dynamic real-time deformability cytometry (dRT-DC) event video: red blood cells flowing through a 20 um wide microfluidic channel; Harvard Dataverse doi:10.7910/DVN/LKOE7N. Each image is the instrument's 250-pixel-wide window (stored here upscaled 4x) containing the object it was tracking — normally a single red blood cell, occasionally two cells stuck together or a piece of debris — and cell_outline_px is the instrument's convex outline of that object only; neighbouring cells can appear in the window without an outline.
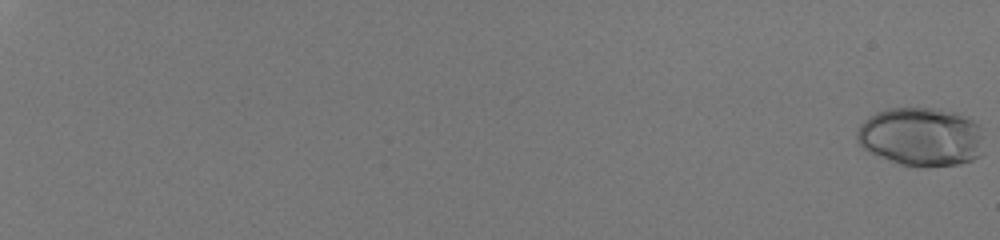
{"species": "human", "species_latin": "Homo sapiens", "temperature_condition": "room temperature", "stored_images_in_passage": 58, "camera_frame_rate_fps": 3000, "um_per_image_px": 0.085, "donor": {"sex": "male"}, "frame": {"image": 1, "passage_image": 1, "time_ms": 0.0, "image_size_px": [1000, 240], "cell_outline_px": [[984, 152], [980, 156], [972, 160], [960, 164], [916, 168], [900, 164], [868, 152], [856, 140], [856, 132], [860, 124], [868, 116], [876, 112], [888, 108], [936, 108], [956, 112], [980, 124]], "centroid_in_image_um": [78.31, 11.63], "position_along_channel_um": 6.7, "area_um2": 44.22}}
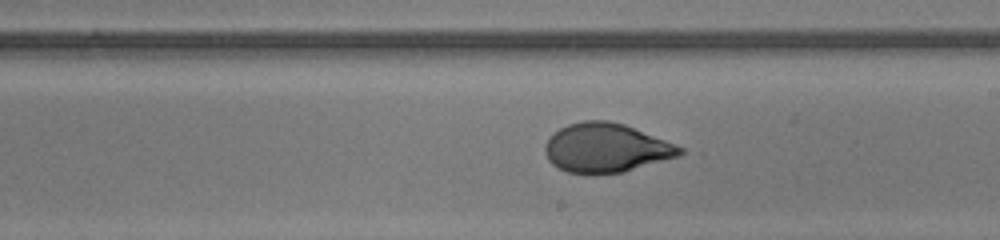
{"frame": {"image": 2, "passage_image": 40, "time_ms": 13.0, "image_size_px": [1000, 240], "cell_outline_px": [[684, 152], [680, 156], [624, 172], [568, 172], [552, 164], [548, 160], [544, 152], [544, 144], [552, 132], [568, 124], [584, 120], [608, 120], [624, 124], [676, 144], [684, 148]], "centroid_in_image_um": [51.52, 12.55], "position_along_channel_um": 237.5, "area_um2": 38.44}}
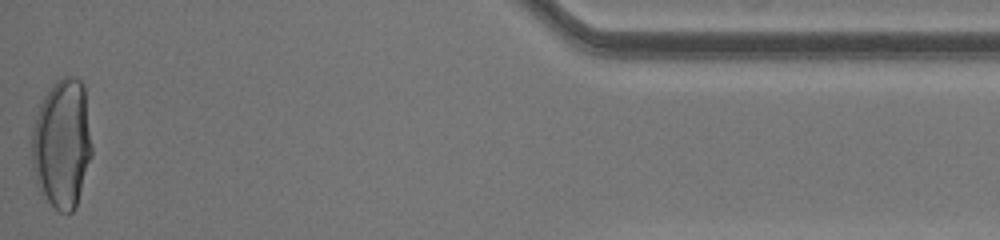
{"frame": {"image": 3, "passage_image": 58, "time_ms": 19.0, "image_size_px": [1000, 240], "cell_outline_px": [[92, 156], [76, 208], [72, 212], [60, 212], [40, 192], [36, 184], [32, 168], [32, 128], [36, 112], [44, 96], [52, 84], [56, 80], [64, 76], [76, 76], [84, 84], [92, 148]], "centroid_in_image_um": [5.27, 12.19], "position_along_channel_um": 429.9, "area_um2": 45.72}, "authors_computed_cell_mechanics": {"area_um2": 39.304, "velocity_mm_per_s": 4.1146, "shape_relaxation_time_tau1_ms": 8.7613, "shape_relaxation_time_tau2_ms": null, "deformation_change_tau1": 0.2697, "deformation_change_tau2": null}}